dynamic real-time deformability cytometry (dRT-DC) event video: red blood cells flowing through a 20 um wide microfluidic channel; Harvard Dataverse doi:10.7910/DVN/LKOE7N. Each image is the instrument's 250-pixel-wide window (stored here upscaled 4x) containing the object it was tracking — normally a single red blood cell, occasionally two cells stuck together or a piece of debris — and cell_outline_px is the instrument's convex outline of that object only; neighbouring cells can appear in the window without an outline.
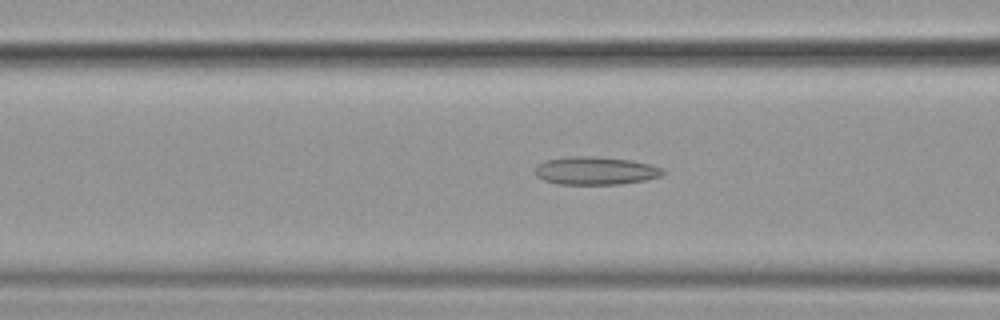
{"species": "common noctule bat (a hibernating species)", "species_latin": "Nyctalus noctula", "temperature_condition": "cold", "stored_images_in_passage": 55, "camera_frame_rate_fps": 3000, "um_per_image_px": 0.085, "animal": {"sex": "female", "body_mass_g": 19.9}, "frame": {"image": 1, "passage_image": 22, "time_ms": 7.0, "image_size_px": [1000, 320], "cell_outline_px": [[664, 172], [660, 176], [644, 180], [620, 184], [556, 184], [544, 180], [536, 176], [536, 164], [548, 160], [568, 156], [592, 156], [632, 160], [652, 164], [660, 168]], "centroid_in_image_um": [50.59, 14.51], "position_along_channel_um": 116.0, "area_um2": 20.81}}
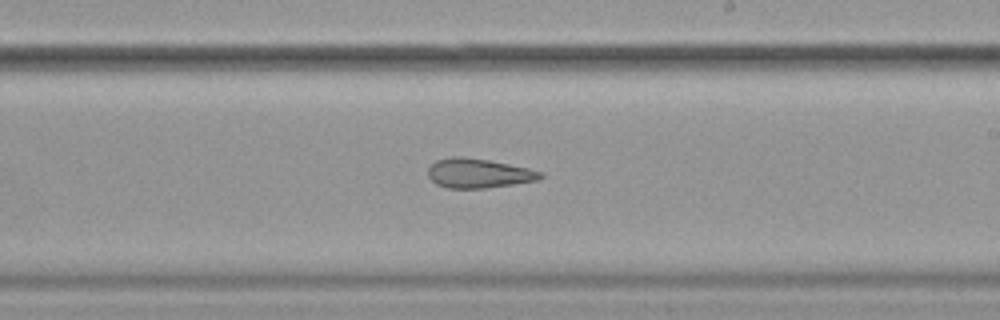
{"frame": {"image": 2, "passage_image": 33, "time_ms": 10.667, "image_size_px": [1000, 320], "cell_outline_px": [[544, 176], [536, 180], [512, 184], [484, 188], [448, 188], [436, 184], [428, 176], [428, 168], [436, 160], [448, 156], [460, 156], [488, 160], [528, 168], [544, 172]], "centroid_in_image_um": [40.65, 14.72], "position_along_channel_um": 248.4, "area_um2": 19.19}}
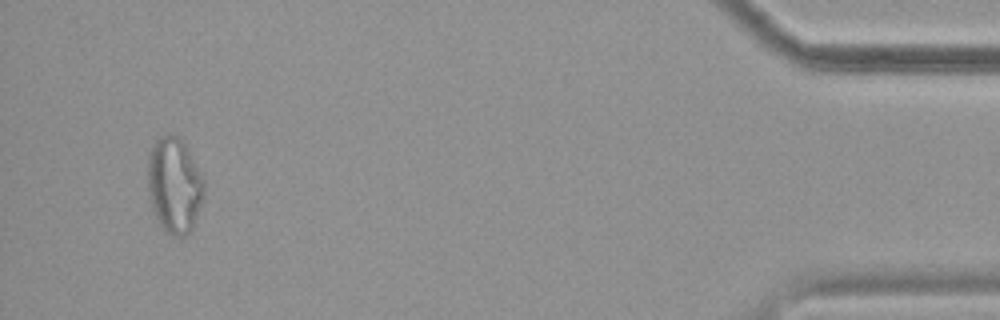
{"frame": {"image": 3, "passage_image": 53, "time_ms": 17.333, "image_size_px": [1000, 320], "cell_outline_px": [[204, 196], [192, 232], [184, 236], [172, 236], [160, 224], [156, 216], [152, 204], [148, 188], [148, 156], [152, 144], [160, 136], [176, 136], [184, 144], [204, 180]], "centroid_in_image_um": [14.83, 15.78], "position_along_channel_um": 420.4, "area_um2": 30.92}, "authors_computed_cell_mechanics": {"area_um2": 22.9466, "velocity_mm_per_s": 3.6246, "shape_relaxation_time_tau1_ms": null, "shape_relaxation_time_tau2_ms": 4.9988, "deformation_change_tau1": null, "deformation_change_tau2": 0.1554}}